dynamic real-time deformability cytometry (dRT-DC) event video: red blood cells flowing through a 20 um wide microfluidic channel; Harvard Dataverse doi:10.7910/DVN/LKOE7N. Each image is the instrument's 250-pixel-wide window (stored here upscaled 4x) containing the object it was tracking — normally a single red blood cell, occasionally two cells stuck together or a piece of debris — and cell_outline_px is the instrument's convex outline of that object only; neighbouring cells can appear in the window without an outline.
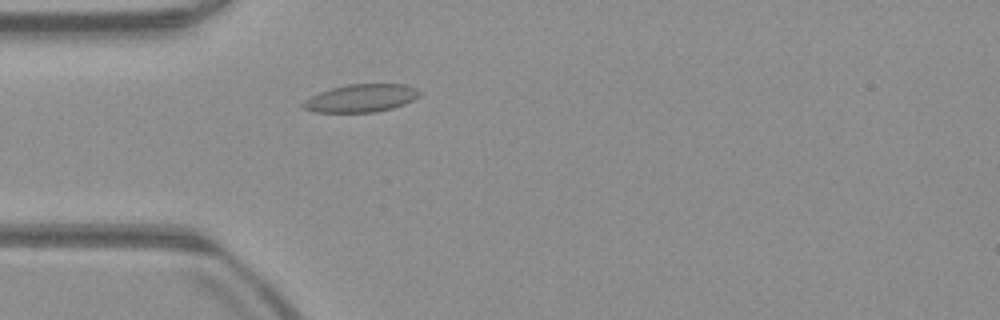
{"species": "common noctule bat (a hibernating species)", "species_latin": "Nyctalus noctula", "temperature_condition": "warm", "stored_images_in_passage": 42, "camera_frame_rate_fps": 3000, "um_per_image_px": 0.085, "animal": {"sex": "male", "body_mass_g": 23.1, "forearm_length_mm": 52.7}, "frame": {"image": 1, "passage_image": 5, "time_ms": 1.333, "image_size_px": [1000, 320], "cell_outline_px": [[420, 96], [404, 104], [392, 108], [376, 112], [312, 112], [304, 108], [300, 104], [304, 100], [320, 92], [332, 88], [348, 84], [404, 84], [416, 88], [420, 92]], "centroid_in_image_um": [30.68, 8.34], "position_along_channel_um": 54.3, "area_um2": 18.84}}
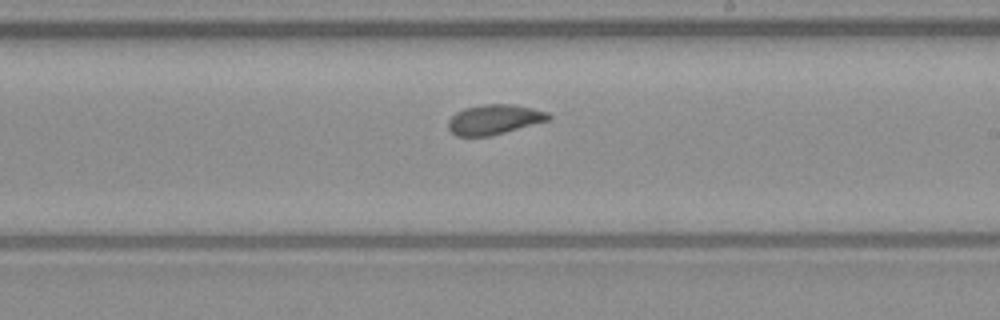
{"frame": {"image": 2, "passage_image": 20, "time_ms": 6.333, "image_size_px": [1000, 320], "cell_outline_px": [[552, 116], [548, 120], [504, 132], [488, 136], [456, 136], [448, 128], [448, 120], [456, 112], [464, 108], [484, 104], [516, 104], [548, 112]], "centroid_in_image_um": [41.99, 10.14], "position_along_channel_um": 247.0, "area_um2": 17.34}}
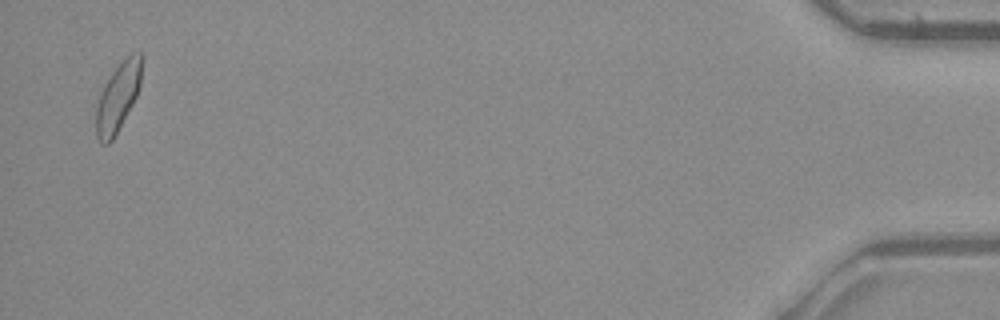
{"frame": {"image": 3, "passage_image": 41, "time_ms": 13.333, "image_size_px": [1000, 320], "cell_outline_px": [[144, 60], [140, 84], [136, 96], [132, 104], [112, 140], [108, 144], [100, 144], [96, 136], [96, 108], [100, 92], [104, 84], [112, 72], [132, 52], [140, 52], [144, 56]], "centroid_in_image_um": [10.03, 8.22], "position_along_channel_um": 425.2, "area_um2": 18.21}, "authors_computed_cell_mechanics": {"area_um2": 17.6579, "velocity_mm_per_s": 3.9374, "shape_relaxation_time_tau1_ms": null, "shape_relaxation_time_tau2_ms": 1.8937, "deformation_change_tau1": null, "deformation_change_tau2": 0.065}}